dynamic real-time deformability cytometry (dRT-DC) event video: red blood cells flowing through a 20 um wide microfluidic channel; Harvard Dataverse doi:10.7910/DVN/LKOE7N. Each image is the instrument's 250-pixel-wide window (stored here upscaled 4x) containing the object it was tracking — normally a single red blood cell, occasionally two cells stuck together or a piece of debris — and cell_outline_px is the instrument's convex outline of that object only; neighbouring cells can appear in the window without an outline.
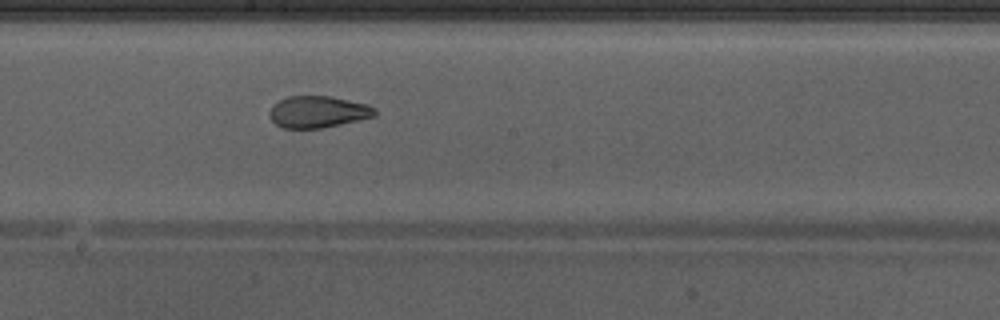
{"species": "Egyptian fruit bat (a non-hibernating species)", "species_latin": "Rousettus aegyptiacus", "temperature_condition": "warm", "stored_images_in_passage": 36, "camera_frame_rate_fps": 3000, "um_per_image_px": 0.085, "animal": {"sex": "male"}, "frame": {"image": 1, "passage_image": 21, "time_ms": 6.667, "image_size_px": [1000, 320], "cell_outline_px": [[376, 116], [360, 120], [320, 128], [284, 128], [276, 124], [272, 120], [268, 112], [272, 104], [288, 96], [332, 96], [368, 104], [376, 108]], "centroid_in_image_um": [27.04, 9.5], "position_along_channel_um": 221.2, "area_um2": 19.59}}